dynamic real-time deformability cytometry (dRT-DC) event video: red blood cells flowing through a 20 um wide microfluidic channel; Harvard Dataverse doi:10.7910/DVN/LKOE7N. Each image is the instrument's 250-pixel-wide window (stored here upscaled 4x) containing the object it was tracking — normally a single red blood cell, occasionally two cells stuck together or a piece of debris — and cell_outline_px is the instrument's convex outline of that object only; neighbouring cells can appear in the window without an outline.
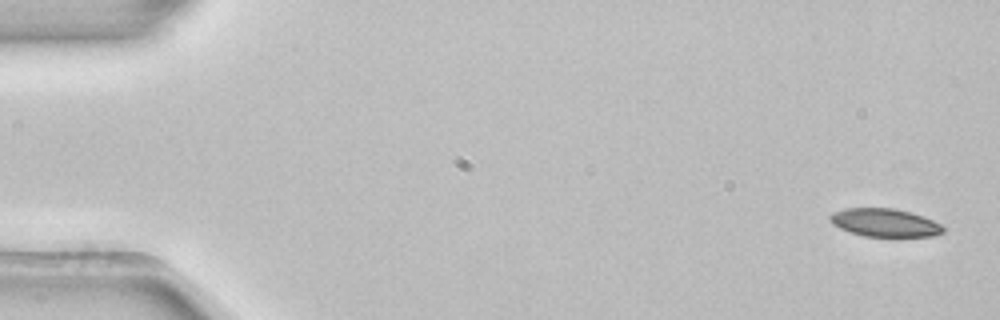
{"species": "common noctule bat (a hibernating species)", "species_latin": "Nyctalus noctula", "temperature_condition": "room temperature", "stored_images_in_passage": 5, "camera_frame_rate_fps": 3000, "um_per_image_px": 0.085, "animal": {"sex": "female", "body_mass_g": 22.7, "forearm_length_mm": 54.2}, "frame": {"image": 1, "passage_image": 1, "time_ms": 0.0, "image_size_px": [1000, 320], "cell_outline_px": [[944, 232], [936, 236], [864, 236], [840, 228], [832, 224], [828, 220], [828, 216], [832, 212], [844, 208], [896, 208], [912, 212], [924, 216], [940, 224], [944, 228]], "centroid_in_image_um": [75.19, 18.91], "position_along_channel_um": 9.8, "area_um2": 18.67}}
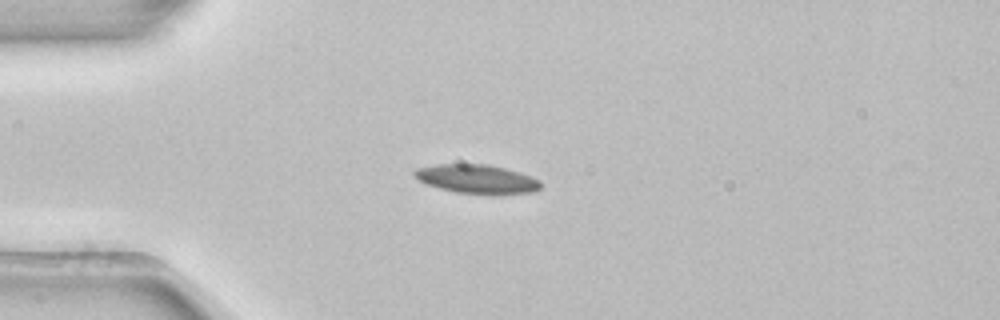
{"frame": {"image": 2, "passage_image": 4, "time_ms": 1.0, "image_size_px": [1000, 320], "cell_outline_px": [[540, 188], [536, 192], [456, 192], [440, 188], [428, 184], [412, 176], [412, 172], [416, 168], [436, 164], [488, 164], [504, 168], [540, 180]], "centroid_in_image_um": [40.45, 15.17], "position_along_channel_um": 44.6, "area_um2": 20.4}}
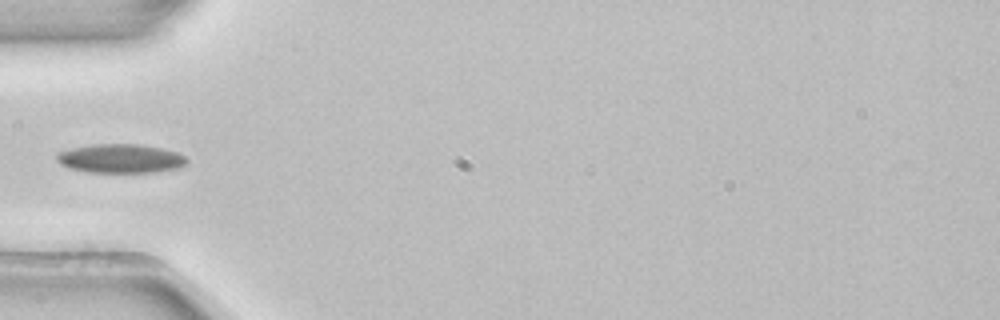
{"frame": {"image": 3, "passage_image": 5, "time_ms": 1.333, "image_size_px": [1000, 320], "cell_outline_px": [[188, 160], [180, 168], [152, 172], [88, 172], [68, 168], [60, 164], [56, 160], [56, 156], [60, 152], [72, 148], [92, 144], [140, 144], [160, 148], [176, 152], [184, 156]], "centroid_in_image_um": [10.23, 13.47], "position_along_channel_um": 74.8, "area_um2": 21.85}}